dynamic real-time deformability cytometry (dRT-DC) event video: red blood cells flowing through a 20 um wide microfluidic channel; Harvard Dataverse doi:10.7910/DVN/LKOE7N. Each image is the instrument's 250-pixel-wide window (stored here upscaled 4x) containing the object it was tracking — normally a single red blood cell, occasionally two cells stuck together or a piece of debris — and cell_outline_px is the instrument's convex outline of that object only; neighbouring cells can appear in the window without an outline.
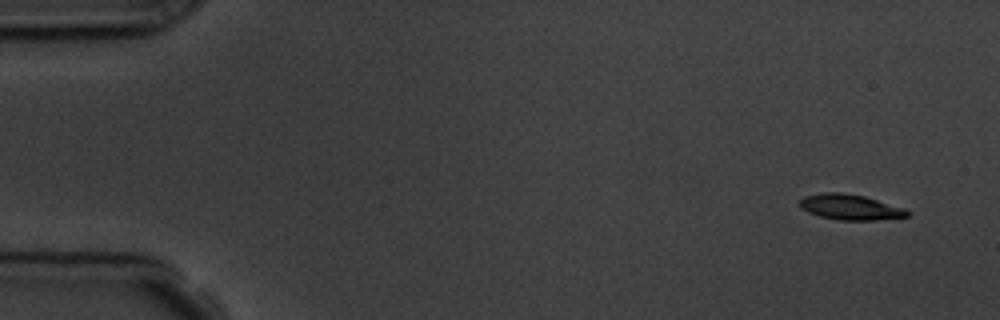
{"species": "common noctule bat (a hibernating species)", "species_latin": "Nyctalus noctula", "temperature_condition": "room temperature", "stored_images_in_passage": 5, "camera_frame_rate_fps": 3000, "um_per_image_px": 0.085, "animal": {"sex": "male", "body_mass_g": 19.5, "forearm_length_mm": 54.6}, "frame": {"image": 1, "passage_image": 1, "time_ms": 0.0, "image_size_px": [1000, 320], "cell_outline_px": [[912, 212], [908, 216], [876, 220], [840, 220], [820, 216], [808, 212], [800, 208], [796, 204], [804, 196], [824, 192], [840, 192], [864, 196], [904, 208]], "centroid_in_image_um": [72.24, 17.6], "position_along_channel_um": 12.8, "area_um2": 16.01}}